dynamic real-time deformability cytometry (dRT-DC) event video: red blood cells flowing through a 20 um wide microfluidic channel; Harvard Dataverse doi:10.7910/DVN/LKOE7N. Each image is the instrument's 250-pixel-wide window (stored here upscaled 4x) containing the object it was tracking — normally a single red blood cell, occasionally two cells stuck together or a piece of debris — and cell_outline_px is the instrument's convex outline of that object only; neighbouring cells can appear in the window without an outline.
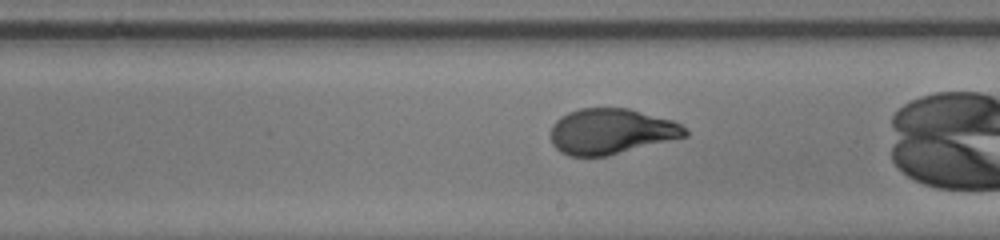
{"species": "human", "species_latin": "Homo sapiens", "temperature_condition": "room temperature", "stored_images_in_passage": 46, "camera_frame_rate_fps": 3000, "um_per_image_px": 0.085, "donor": {"sex": "male"}, "frame": {"image": 1, "passage_image": 34, "time_ms": 11.0, "image_size_px": [1000, 240], "cell_outline_px": [[688, 136], [608, 156], [568, 156], [560, 152], [552, 144], [552, 124], [560, 116], [568, 112], [580, 108], [628, 108], [672, 120], [688, 128]], "centroid_in_image_um": [51.96, 11.17], "position_along_channel_um": 237.0, "area_um2": 35.84}}
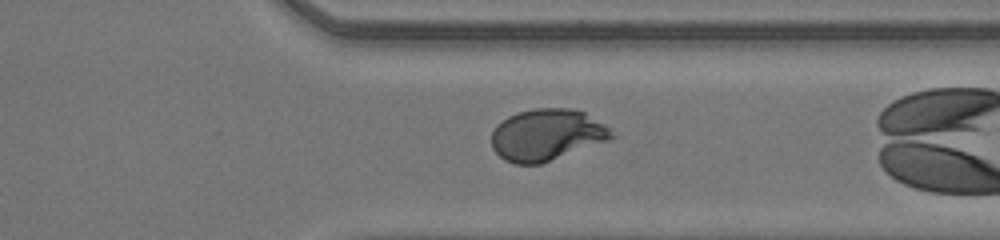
{"frame": {"image": 2, "passage_image": 43, "time_ms": 14.0, "image_size_px": [1000, 240], "cell_outline_px": [[616, 136], [608, 140], [540, 164], [516, 164], [504, 160], [492, 148], [492, 132], [496, 124], [508, 116], [516, 112], [532, 108], [572, 108], [584, 112], [604, 124]], "centroid_in_image_um": [46.44, 11.45], "position_along_channel_um": 365.0, "area_um2": 36.01}}